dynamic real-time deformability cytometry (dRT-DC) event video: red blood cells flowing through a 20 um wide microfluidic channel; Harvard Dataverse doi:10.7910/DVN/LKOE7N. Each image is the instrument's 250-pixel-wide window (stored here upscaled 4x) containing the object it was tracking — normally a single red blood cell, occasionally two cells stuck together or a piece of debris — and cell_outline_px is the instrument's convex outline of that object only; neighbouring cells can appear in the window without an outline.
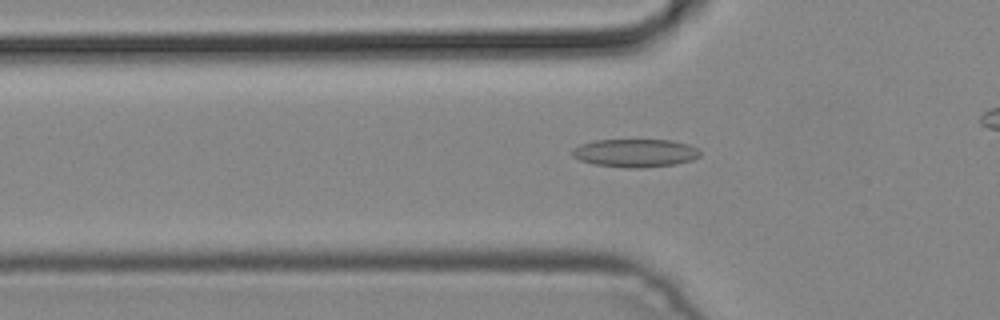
{"species": "common noctule bat (a hibernating species)", "species_latin": "Nyctalus noctula", "temperature_condition": "cold", "stored_images_in_passage": 27, "camera_frame_rate_fps": 3000, "um_per_image_px": 0.085, "animal": {"sex": "male", "body_mass_g": 19.2, "forearm_length_mm": 51.8}, "frame": {"image": 1, "passage_image": 3, "time_ms": 0.667, "image_size_px": [1000, 320], "cell_outline_px": [[700, 156], [692, 160], [676, 164], [644, 168], [624, 168], [596, 164], [580, 160], [572, 156], [572, 148], [580, 144], [596, 140], [672, 140], [688, 144], [696, 148], [700, 152]], "centroid_in_image_um": [53.99, 13.01], "position_along_channel_um": 71.8, "area_um2": 21.04}}
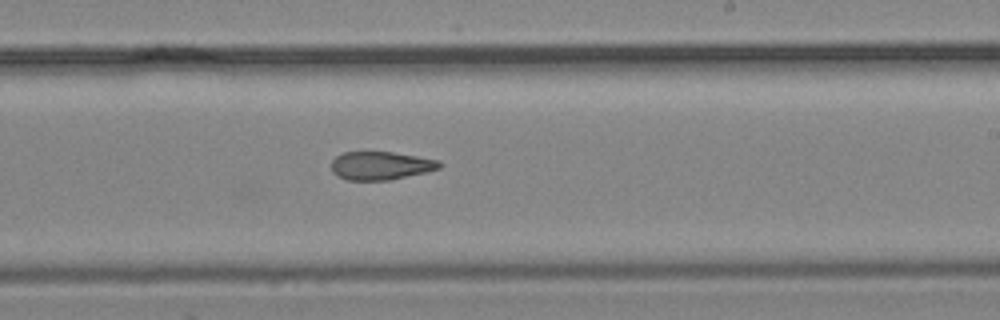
{"frame": {"image": 2, "passage_image": 16, "time_ms": 5.0, "image_size_px": [1000, 320], "cell_outline_px": [[444, 164], [440, 168], [428, 172], [388, 180], [348, 180], [336, 176], [332, 172], [332, 160], [336, 156], [344, 152], [392, 152], [440, 160]], "centroid_in_image_um": [32.38, 14.08], "position_along_channel_um": 256.6, "area_um2": 17.92}}
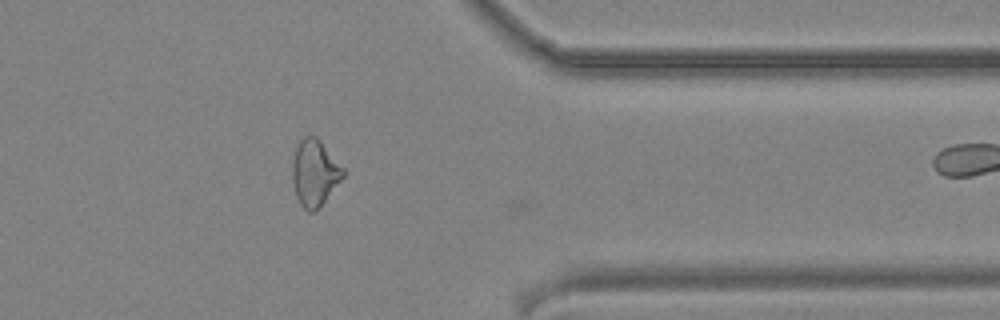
{"frame": {"image": 3, "passage_image": 26, "time_ms": 8.333, "image_size_px": [1000, 320], "cell_outline_px": [[344, 176], [324, 200], [312, 212], [308, 212], [300, 204], [296, 196], [292, 180], [292, 160], [296, 148], [300, 140], [304, 136], [316, 136], [320, 140], [344, 168]], "centroid_in_image_um": [26.72, 14.66], "position_along_channel_um": 384.7, "area_um2": 19.31}}